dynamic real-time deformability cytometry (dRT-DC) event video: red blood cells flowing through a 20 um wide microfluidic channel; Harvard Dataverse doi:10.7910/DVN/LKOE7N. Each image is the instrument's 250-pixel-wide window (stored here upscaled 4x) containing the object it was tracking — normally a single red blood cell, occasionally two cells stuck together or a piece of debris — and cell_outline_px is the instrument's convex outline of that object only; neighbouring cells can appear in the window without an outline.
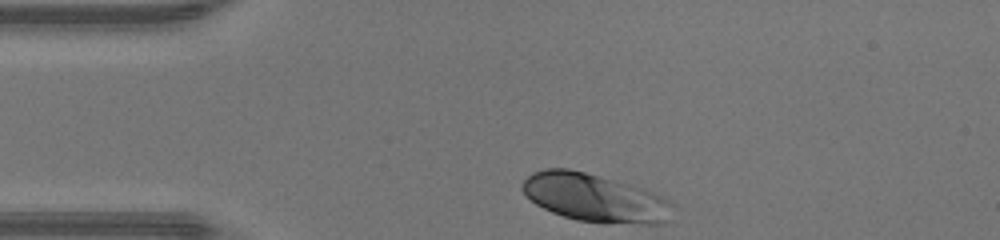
{"species": "human", "species_latin": "Homo sapiens", "temperature_condition": "warm", "stored_images_in_passage": 29, "camera_frame_rate_fps": 3000, "um_per_image_px": 0.085, "donor": {"sex": "male"}, "frame": {"image": 1, "passage_image": 1, "time_ms": 0.0, "image_size_px": [1000, 240], "cell_outline_px": [[676, 204], [664, 224], [648, 224], [576, 220], [552, 212], [536, 204], [520, 188], [520, 184], [532, 172], [544, 168], [568, 168], [584, 172], [644, 188]], "centroid_in_image_um": [50.55, 16.8], "position_along_channel_um": 34.4, "area_um2": 41.79}}
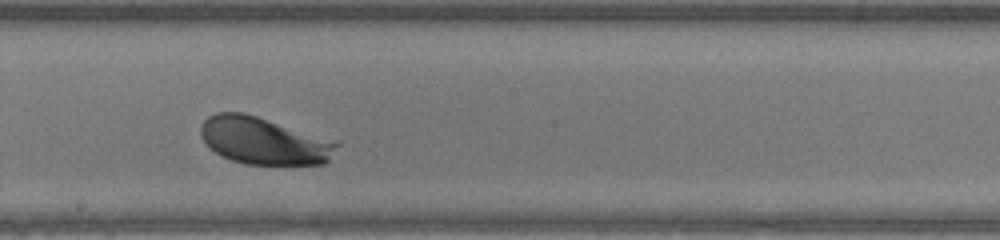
{"frame": {"image": 2, "passage_image": 17, "time_ms": 5.333, "image_size_px": [1000, 240], "cell_outline_px": [[340, 144], [328, 160], [324, 164], [244, 164], [232, 160], [216, 152], [200, 136], [200, 128], [204, 120], [208, 116], [216, 112], [244, 112], [340, 140]], "centroid_in_image_um": [22.49, 11.94], "position_along_channel_um": 225.7, "area_um2": 37.74}}
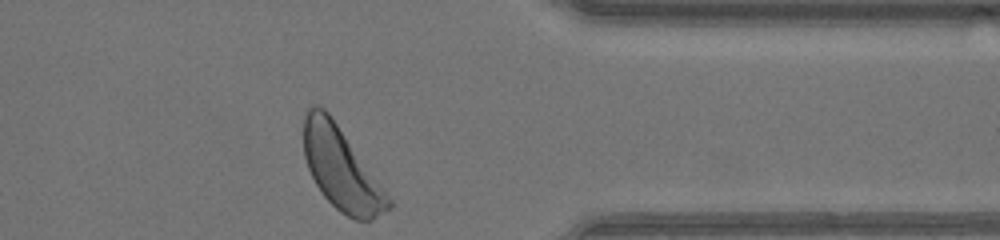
{"frame": {"image": 3, "passage_image": 29, "time_ms": 9.333, "image_size_px": [1000, 240], "cell_outline_px": [[392, 204], [388, 208], [372, 220], [356, 220], [340, 212], [324, 196], [316, 184], [308, 168], [304, 156], [304, 112], [312, 104], [316, 104], [324, 108], [328, 112], [392, 200]], "centroid_in_image_um": [28.97, 14.33], "position_along_channel_um": 382.4, "area_um2": 39.82}, "authors_computed_cell_mechanics": {"area_um2": 37.859, "velocity_mm_per_s": 4.2857, "shape_relaxation_time_tau1_ms": 0.8418, "shape_relaxation_time_tau2_ms": null, "deformation_change_tau1": 0.098, "deformation_change_tau2": null}}